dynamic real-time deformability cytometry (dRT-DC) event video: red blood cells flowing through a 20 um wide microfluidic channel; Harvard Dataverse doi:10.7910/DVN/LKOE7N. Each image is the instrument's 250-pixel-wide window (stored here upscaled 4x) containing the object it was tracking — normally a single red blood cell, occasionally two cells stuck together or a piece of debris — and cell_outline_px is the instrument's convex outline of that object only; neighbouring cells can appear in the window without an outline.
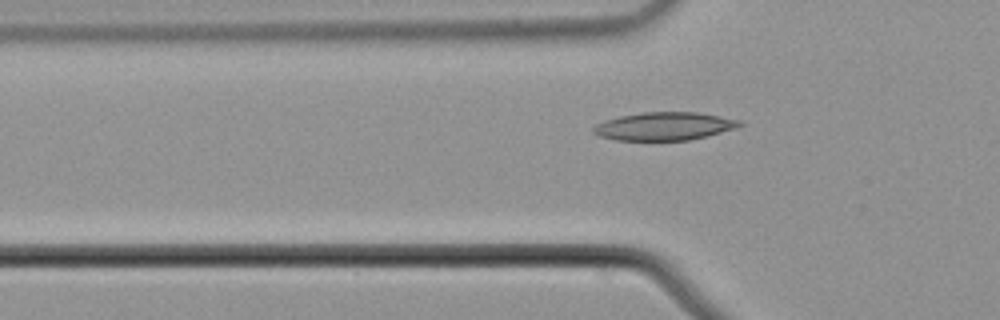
{"species": "common noctule bat (a hibernating species)", "species_latin": "Nyctalus noctula", "temperature_condition": "cold", "stored_images_in_passage": 42, "camera_frame_rate_fps": 3000, "um_per_image_px": 0.085, "animal": {"sex": "male", "body_mass_g": 21.5, "forearm_length_mm": 52.0}, "frame": {"image": 1, "passage_image": 12, "time_ms": 3.667, "image_size_px": [1000, 320], "cell_outline_px": [[744, 124], [736, 128], [708, 136], [688, 140], [616, 140], [600, 136], [592, 132], [592, 128], [596, 124], [604, 120], [620, 116], [644, 112], [696, 112], [720, 116], [740, 120]], "centroid_in_image_um": [56.47, 10.73], "position_along_channel_um": 69.3, "area_um2": 23.93}}
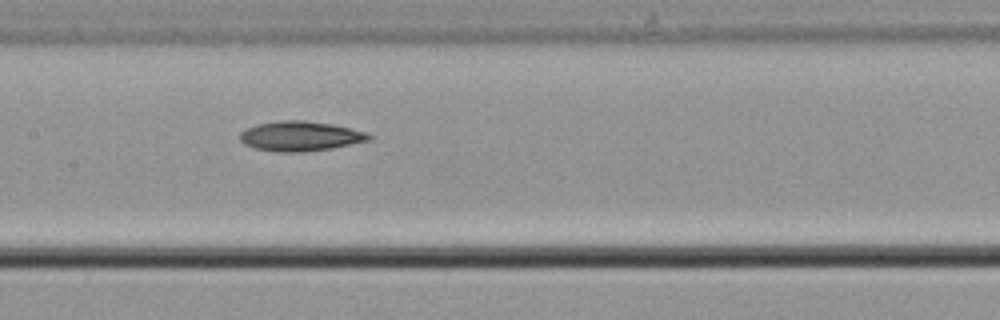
{"frame": {"image": 2, "passage_image": 21, "time_ms": 6.667, "image_size_px": [1000, 320], "cell_outline_px": [[372, 136], [368, 140], [332, 148], [304, 152], [280, 152], [256, 148], [244, 144], [240, 140], [240, 132], [256, 124], [280, 120], [304, 120], [332, 124], [352, 128], [368, 132]], "centroid_in_image_um": [25.53, 11.56], "position_along_channel_um": 181.9, "area_um2": 22.37}}
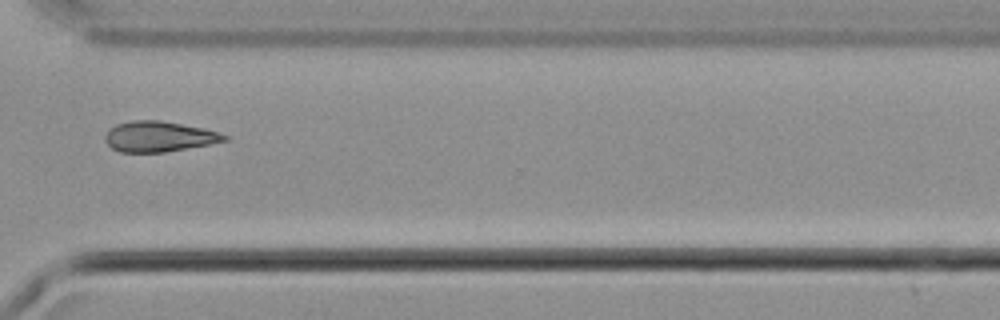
{"frame": {"image": 3, "passage_image": 35, "time_ms": 11.333, "image_size_px": [1000, 320], "cell_outline_px": [[228, 140], [208, 144], [164, 152], [120, 152], [112, 148], [104, 140], [104, 136], [116, 124], [132, 120], [160, 120], [204, 128], [220, 132], [228, 136]], "centroid_in_image_um": [13.51, 11.6], "position_along_channel_um": 357.1, "area_um2": 21.04}}